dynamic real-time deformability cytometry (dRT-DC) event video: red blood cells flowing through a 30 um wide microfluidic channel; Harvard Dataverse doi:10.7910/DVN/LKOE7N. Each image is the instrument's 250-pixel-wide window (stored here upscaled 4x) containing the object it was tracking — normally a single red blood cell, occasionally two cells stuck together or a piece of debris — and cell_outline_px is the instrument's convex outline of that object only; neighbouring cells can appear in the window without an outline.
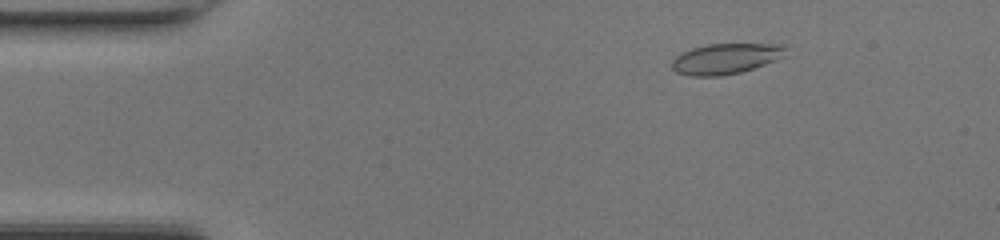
{"species": "common noctule bat (a hibernating species)", "species_latin": "Nyctalus noctula", "temperature_condition": "room temperature", "stored_images_in_passage": 47, "camera_frame_rate_fps": 3000, "um_per_image_px": 0.085, "animal": {"sex": "female", "body_mass_g": 17.0, "forearm_length_mm": 48.0}, "frame": {"image": 1, "passage_image": 7, "time_ms": 2.0, "image_size_px": [1000, 240], "cell_outline_px": [[788, 48], [784, 56], [764, 64], [740, 72], [720, 76], [688, 76], [676, 72], [672, 68], [672, 60], [676, 56], [692, 48], [708, 44], [784, 44]], "centroid_in_image_um": [61.68, 4.98], "position_along_channel_um": 23.3, "area_um2": 20.17}}
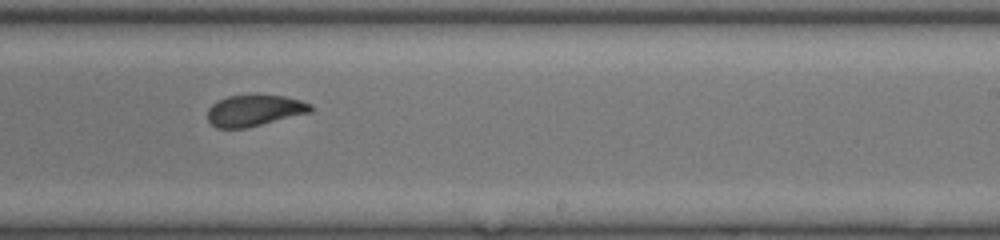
{"frame": {"image": 2, "passage_image": 29, "time_ms": 9.333, "image_size_px": [1000, 240], "cell_outline_px": [[312, 112], [248, 128], [216, 128], [208, 120], [208, 108], [216, 100], [228, 96], [284, 96], [300, 100], [312, 104]], "centroid_in_image_um": [21.62, 9.41], "position_along_channel_um": 267.4, "area_um2": 18.73}}
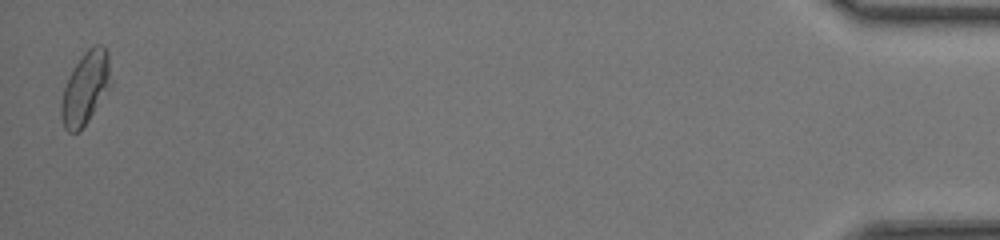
{"frame": {"image": 3, "passage_image": 47, "time_ms": 15.333, "image_size_px": [1000, 240], "cell_outline_px": [[112, 88], [80, 132], [68, 132], [64, 128], [60, 116], [60, 104], [64, 88], [72, 68], [84, 52], [88, 48], [96, 44], [100, 44], [108, 52], [112, 84]], "centroid_in_image_um": [7.28, 7.51], "position_along_channel_um": 427.9, "area_um2": 21.56}, "authors_computed_cell_mechanics": {"area_um2": 20.1144, "velocity_mm_per_s": 4.354, "shape_relaxation_time_tau1_ms": null, "shape_relaxation_time_tau2_ms": 1.0468, "deformation_change_tau1": null, "deformation_change_tau2": 0.0588}}